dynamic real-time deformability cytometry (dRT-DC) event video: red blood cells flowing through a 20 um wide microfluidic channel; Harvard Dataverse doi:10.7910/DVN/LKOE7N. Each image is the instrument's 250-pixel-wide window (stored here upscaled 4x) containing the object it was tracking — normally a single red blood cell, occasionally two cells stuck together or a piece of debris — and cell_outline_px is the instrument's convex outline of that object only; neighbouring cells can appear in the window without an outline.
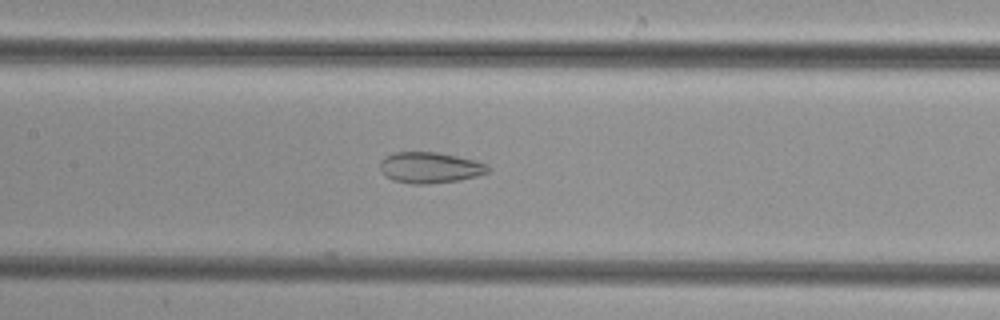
{"species": "common noctule bat (a hibernating species)", "species_latin": "Nyctalus noctula", "temperature_condition": "cold", "stored_images_in_passage": 50, "camera_frame_rate_fps": 3000, "um_per_image_px": 0.085, "animal": {"sex": "female", "body_mass_g": 29.2, "forearm_length_mm": 56.3}, "frame": {"image": 1, "passage_image": 23, "time_ms": 7.333, "image_size_px": [1000, 320], "cell_outline_px": [[488, 172], [476, 176], [460, 180], [428, 184], [412, 184], [392, 180], [384, 176], [380, 168], [380, 160], [384, 156], [392, 152], [436, 152], [476, 160], [488, 164]], "centroid_in_image_um": [36.5, 14.24], "position_along_channel_um": 170.9, "area_um2": 19.65}}
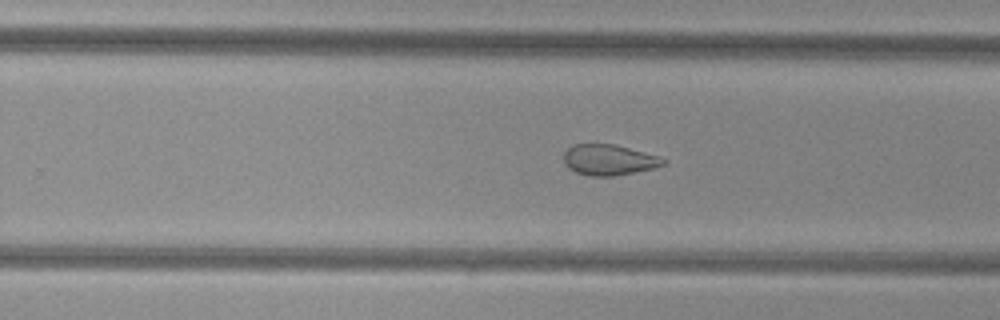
{"frame": {"image": 2, "passage_image": 31, "time_ms": 10.0, "image_size_px": [1000, 320], "cell_outline_px": [[668, 164], [656, 168], [616, 176], [588, 176], [576, 172], [568, 168], [564, 164], [564, 152], [572, 144], [612, 144], [660, 156], [668, 160]], "centroid_in_image_um": [51.79, 13.6], "position_along_channel_um": 278.0, "area_um2": 18.09}}
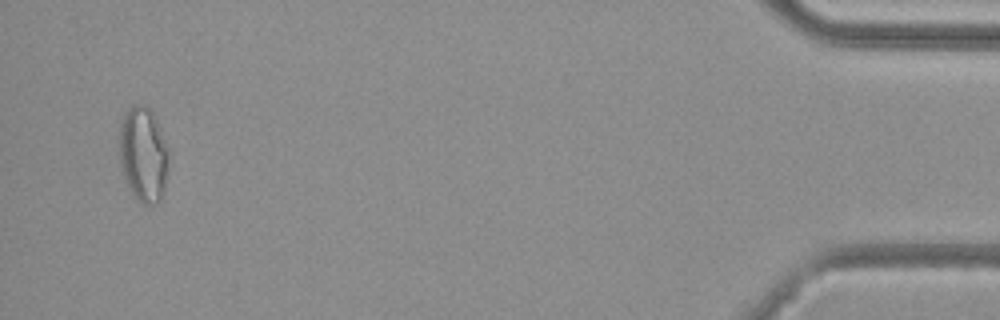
{"frame": {"image": 3, "passage_image": 48, "time_ms": 15.667, "image_size_px": [1000, 320], "cell_outline_px": [[168, 164], [164, 192], [160, 200], [156, 204], [144, 204], [132, 196], [128, 188], [120, 164], [120, 120], [124, 112], [128, 108], [136, 104], [144, 104], [152, 112], [156, 120], [168, 152]], "centroid_in_image_um": [12.16, 13.14], "position_along_channel_um": 423.0, "area_um2": 27.34}}